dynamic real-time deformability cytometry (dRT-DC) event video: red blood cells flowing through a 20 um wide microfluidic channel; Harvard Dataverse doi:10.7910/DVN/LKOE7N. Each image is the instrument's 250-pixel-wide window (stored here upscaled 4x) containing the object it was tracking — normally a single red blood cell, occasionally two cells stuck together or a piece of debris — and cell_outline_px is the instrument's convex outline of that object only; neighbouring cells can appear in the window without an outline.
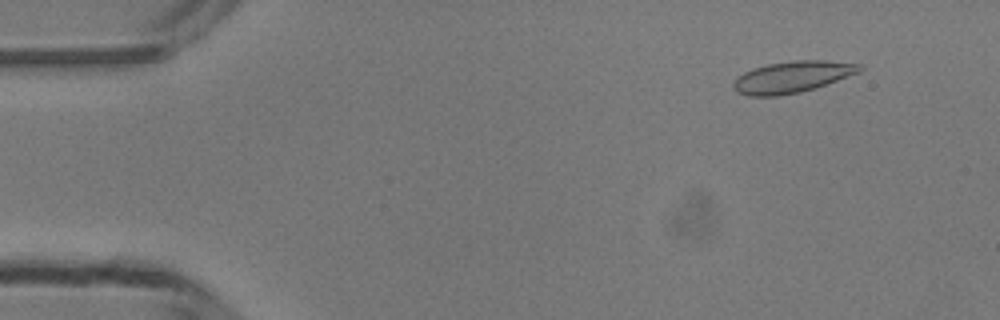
{"species": "common noctule bat (a hibernating species)", "species_latin": "Nyctalus noctula", "temperature_condition": "room temperature", "stored_images_in_passage": 49, "camera_frame_rate_fps": 3000, "um_per_image_px": 0.085, "animal": {"sex": "male", "body_mass_g": 13.3}, "frame": {"image": 1, "passage_image": 5, "time_ms": 1.333, "image_size_px": [1000, 320], "cell_outline_px": [[864, 68], [860, 72], [816, 88], [800, 92], [780, 96], [748, 96], [736, 92], [732, 84], [744, 72], [752, 68], [768, 64], [792, 60], [824, 60], [864, 64]], "centroid_in_image_um": [67.38, 6.54], "position_along_channel_um": 17.6, "area_um2": 23.35}}
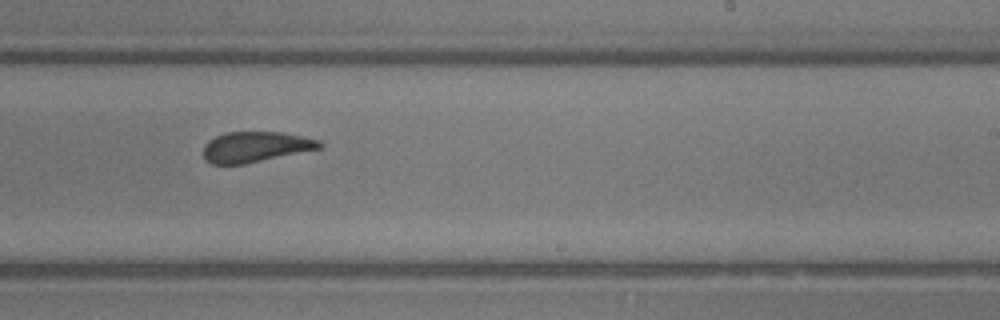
{"frame": {"image": 2, "passage_image": 30, "time_ms": 9.667, "image_size_px": [1000, 320], "cell_outline_px": [[324, 148], [244, 164], [212, 164], [204, 160], [204, 144], [208, 140], [224, 132], [280, 132], [304, 136], [320, 140], [324, 144]], "centroid_in_image_um": [21.75, 12.48], "position_along_channel_um": 267.2, "area_um2": 20.92}}
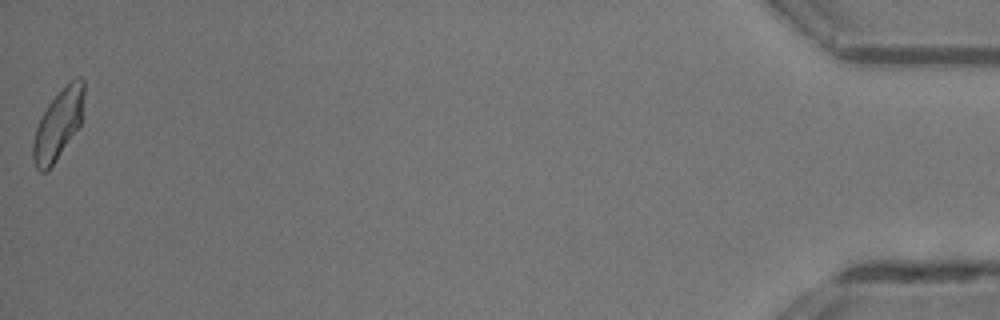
{"frame": {"image": 3, "passage_image": 49, "time_ms": 16.0, "image_size_px": [1000, 320], "cell_outline_px": [[84, 116], [80, 124], [56, 160], [44, 172], [40, 172], [36, 168], [32, 156], [32, 144], [36, 128], [40, 116], [48, 104], [72, 80], [80, 76], [84, 80]], "centroid_in_image_um": [4.96, 10.57], "position_along_channel_um": 430.2, "area_um2": 20.52}, "authors_computed_cell_mechanics": {"area_um2": 21.8484, "velocity_mm_per_s": 4.1894, "shape_relaxation_time_tau1_ms": 4.2694, "shape_relaxation_time_tau2_ms": null, "deformation_change_tau1": 0.1016, "deformation_change_tau2": null}}